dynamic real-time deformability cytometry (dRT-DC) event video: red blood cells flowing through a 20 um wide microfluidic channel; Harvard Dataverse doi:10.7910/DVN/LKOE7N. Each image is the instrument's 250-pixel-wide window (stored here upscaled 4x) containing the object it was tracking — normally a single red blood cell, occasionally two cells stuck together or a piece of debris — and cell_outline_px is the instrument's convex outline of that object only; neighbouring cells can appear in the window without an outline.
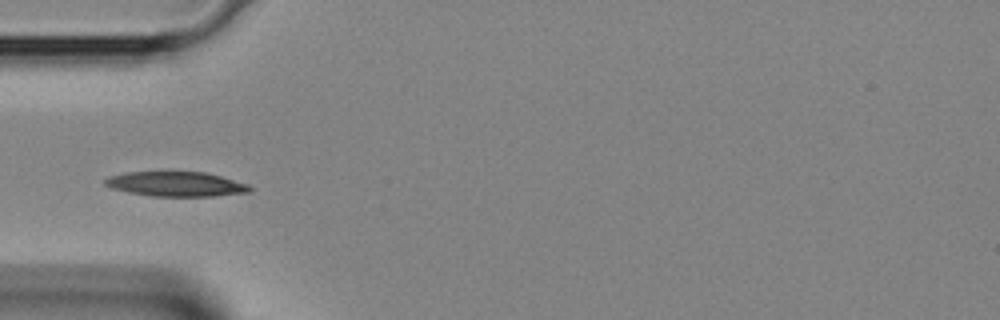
{"species": "Egyptian fruit bat (a non-hibernating species)", "species_latin": "Rousettus aegyptiacus", "temperature_condition": "room temperature", "stored_images_in_passage": 5, "camera_frame_rate_fps": 3000, "um_per_image_px": 0.085, "animal": {"sex": "female"}, "frame": {"image": 1, "passage_image": 4, "time_ms": 1.0, "image_size_px": [1000, 320], "cell_outline_px": [[252, 192], [212, 196], [152, 196], [128, 192], [112, 188], [104, 184], [104, 180], [108, 176], [124, 172], [204, 172], [220, 176], [248, 184], [252, 188]], "centroid_in_image_um": [14.95, 15.64], "position_along_channel_um": 70.0, "area_um2": 20.81}}
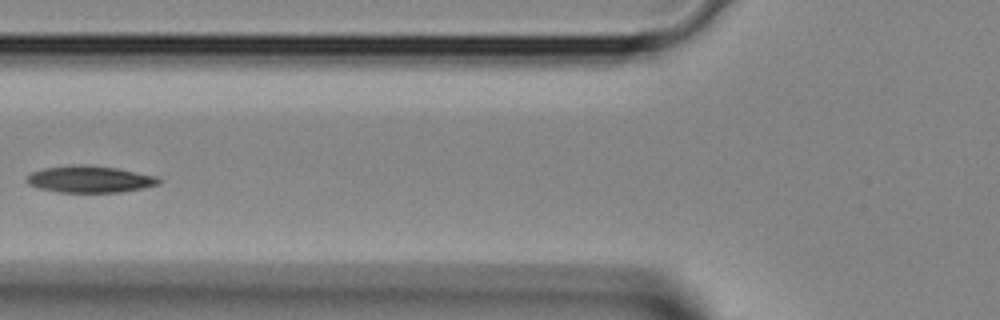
{"frame": {"image": 2, "passage_image": 5, "time_ms": 1.333, "image_size_px": [1000, 320], "cell_outline_px": [[160, 184], [120, 192], [60, 192], [40, 188], [28, 184], [24, 180], [32, 172], [44, 168], [72, 164], [84, 164], [116, 168], [156, 176], [160, 180]], "centroid_in_image_um": [7.6, 15.22], "position_along_channel_um": 118.2, "area_um2": 20.46}}